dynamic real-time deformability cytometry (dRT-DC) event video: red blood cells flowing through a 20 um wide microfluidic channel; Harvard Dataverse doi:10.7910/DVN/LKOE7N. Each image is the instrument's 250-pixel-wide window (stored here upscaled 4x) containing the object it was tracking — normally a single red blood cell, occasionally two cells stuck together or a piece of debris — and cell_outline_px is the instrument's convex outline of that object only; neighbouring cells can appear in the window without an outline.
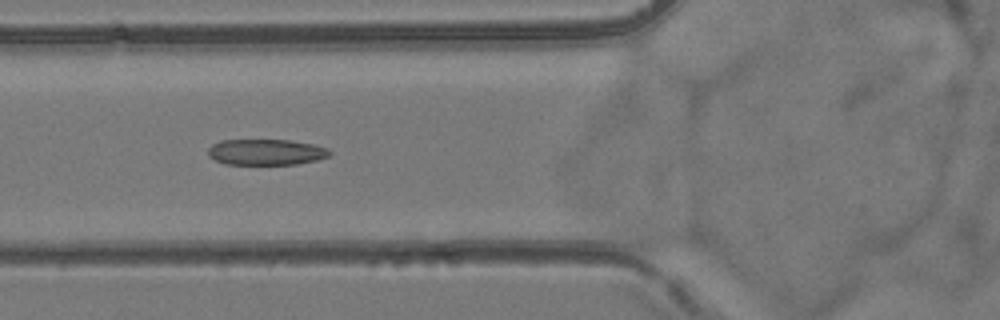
{"species": "common noctule bat (a hibernating species)", "species_latin": "Nyctalus noctula", "temperature_condition": "room temperature", "stored_images_in_passage": 53, "camera_frame_rate_fps": 3000, "um_per_image_px": 0.085, "animal": {"sex": "female", "body_mass_g": 24.6, "forearm_length_mm": 56.2}, "frame": {"image": 1, "passage_image": 21, "time_ms": 6.667, "image_size_px": [1000, 320], "cell_outline_px": [[332, 152], [328, 156], [316, 160], [296, 164], [224, 164], [208, 156], [208, 148], [212, 144], [220, 140], [288, 140], [312, 144], [328, 148]], "centroid_in_image_um": [22.59, 12.92], "position_along_channel_um": 103.2, "area_um2": 18.32}}
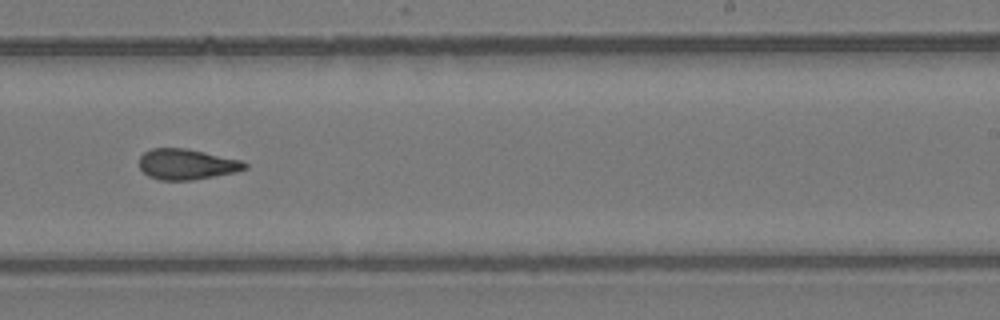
{"frame": {"image": 2, "passage_image": 34, "time_ms": 11.0, "image_size_px": [1000, 320], "cell_outline_px": [[248, 168], [236, 172], [192, 180], [160, 180], [148, 176], [140, 168], [140, 156], [144, 152], [152, 148], [184, 148], [204, 152], [240, 160], [248, 164]], "centroid_in_image_um": [15.87, 13.96], "position_along_channel_um": 273.1, "area_um2": 18.73}}
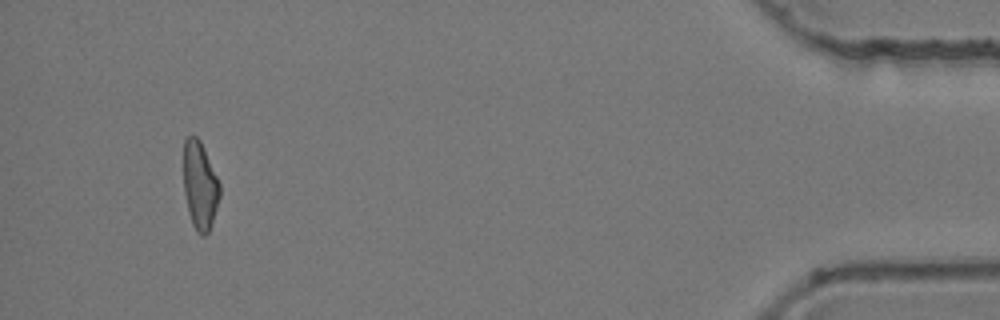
{"frame": {"image": 3, "passage_image": 51, "time_ms": 16.667, "image_size_px": [1000, 320], "cell_outline_px": [[220, 196], [208, 232], [204, 236], [200, 236], [196, 232], [192, 224], [188, 212], [184, 192], [184, 140], [188, 136], [196, 136], [200, 140], [204, 148], [220, 184]], "centroid_in_image_um": [16.98, 15.77], "position_along_channel_um": 418.2, "area_um2": 18.44}}